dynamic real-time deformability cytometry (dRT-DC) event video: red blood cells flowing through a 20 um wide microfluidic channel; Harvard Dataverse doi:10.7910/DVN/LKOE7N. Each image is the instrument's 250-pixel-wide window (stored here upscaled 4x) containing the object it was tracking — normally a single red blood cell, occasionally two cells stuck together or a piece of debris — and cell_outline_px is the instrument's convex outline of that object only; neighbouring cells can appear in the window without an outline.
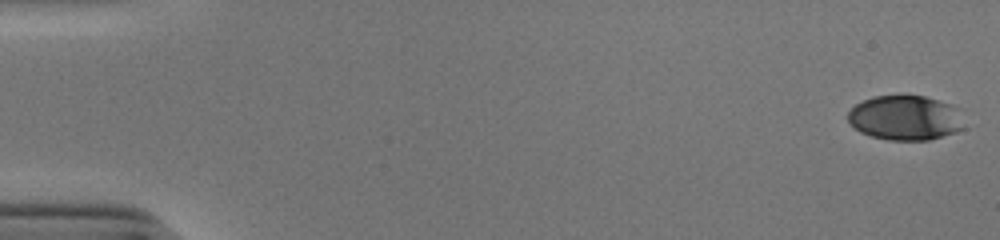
{"species": "human", "species_latin": "Homo sapiens", "temperature_condition": "cold", "stored_images_in_passage": 53, "camera_frame_rate_fps": 3000, "um_per_image_px": 0.085, "donor": {"sex": "male"}, "frame": {"image": 1, "passage_image": 1, "time_ms": 0.0, "image_size_px": [1000, 240], "cell_outline_px": [[964, 128], [956, 132], [928, 140], [888, 140], [872, 136], [860, 132], [848, 120], [848, 112], [856, 104], [872, 96], [924, 96], [952, 104], [960, 108]], "centroid_in_image_um": [76.99, 10.01], "position_along_channel_um": 8.0, "area_um2": 30.35}}
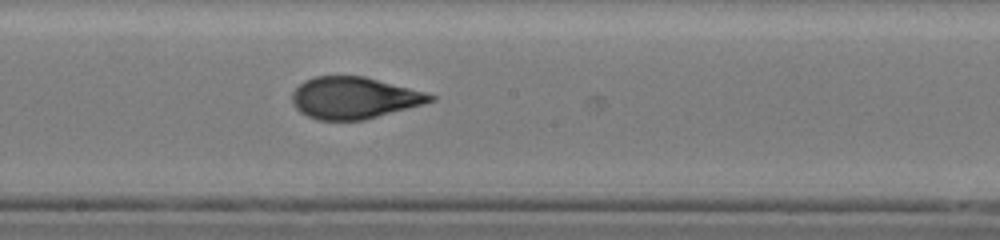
{"frame": {"image": 2, "passage_image": 30, "time_ms": 9.667, "image_size_px": [1000, 240], "cell_outline_px": [[436, 100], [424, 104], [364, 120], [316, 120], [300, 112], [292, 104], [292, 92], [304, 80], [316, 76], [364, 76], [424, 92], [436, 96]], "centroid_in_image_um": [30.07, 8.32], "position_along_channel_um": 218.1, "area_um2": 33.52}}
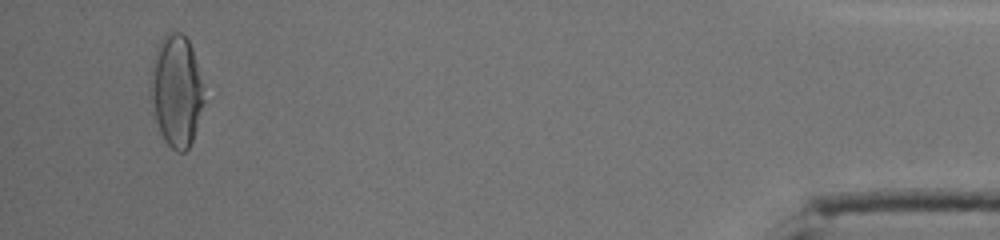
{"frame": {"image": 3, "passage_image": 51, "time_ms": 16.667, "image_size_px": [1000, 240], "cell_outline_px": [[204, 100], [192, 140], [188, 148], [184, 152], [176, 152], [164, 140], [160, 132], [148, 96], [148, 84], [156, 52], [160, 40], [168, 32], [180, 32], [188, 40], [192, 48], [200, 80]], "centroid_in_image_um": [14.94, 7.74], "position_along_channel_um": 420.3, "area_um2": 34.39}, "authors_computed_cell_mechanics": {"area_um2": 33.524, "velocity_mm_per_s": 3.9054, "shape_relaxation_time_tau1_ms": 5.8858, "shape_relaxation_time_tau2_ms": 0.9869, "deformation_change_tau1": 0.2153, "deformation_change_tau2": 0.0773}}